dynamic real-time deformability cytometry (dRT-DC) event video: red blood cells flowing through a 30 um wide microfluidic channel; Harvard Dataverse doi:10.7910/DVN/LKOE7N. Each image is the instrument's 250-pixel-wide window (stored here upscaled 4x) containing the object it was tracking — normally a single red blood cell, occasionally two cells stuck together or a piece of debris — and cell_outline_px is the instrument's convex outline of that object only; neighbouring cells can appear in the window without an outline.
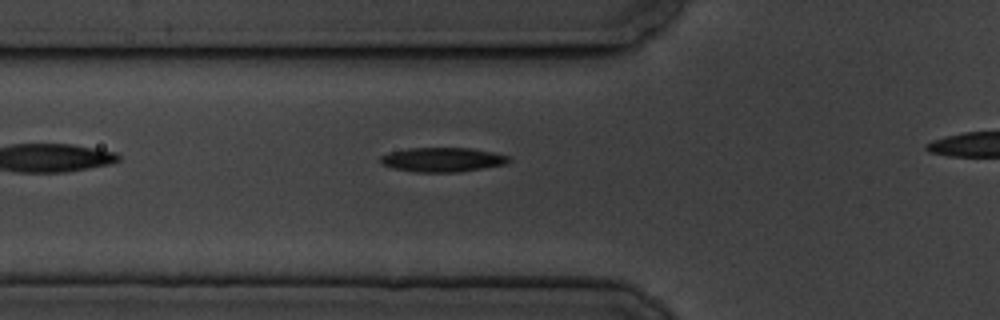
{"species": "common noctule bat (a hibernating species)", "species_latin": "Nyctalus noctula", "temperature_condition": "cold", "stored_images_in_passage": 5, "camera_frame_rate_fps": 3000, "um_per_image_px": 0.085, "animal": {"sex": "male", "body_mass_g": 19.5, "forearm_length_mm": 54.6}, "frame": {"image": 1, "passage_image": 4, "time_ms": 3.667, "image_size_px": [1000, 320], "cell_outline_px": [[512, 160], [504, 164], [460, 172], [416, 172], [392, 168], [380, 164], [380, 156], [388, 152], [408, 148], [472, 148], [492, 152], [508, 156]], "centroid_in_image_um": [37.56, 13.57], "position_along_channel_um": 88.2, "area_um2": 18.26}}